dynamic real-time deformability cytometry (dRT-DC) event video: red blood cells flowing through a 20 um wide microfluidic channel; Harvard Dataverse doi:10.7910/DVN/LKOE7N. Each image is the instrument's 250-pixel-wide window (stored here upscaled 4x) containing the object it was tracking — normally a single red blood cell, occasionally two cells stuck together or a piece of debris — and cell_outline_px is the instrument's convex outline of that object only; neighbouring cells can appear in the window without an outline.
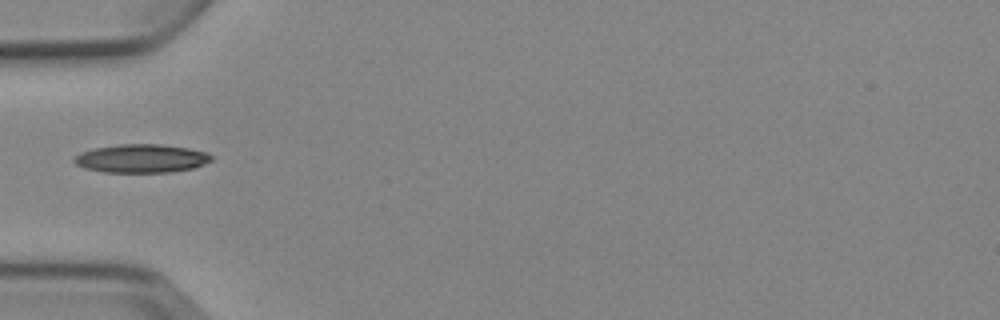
{"species": "Egyptian fruit bat (a non-hibernating species)", "species_latin": "Rousettus aegyptiacus", "temperature_condition": "cold", "stored_images_in_passage": 5, "camera_frame_rate_fps": 3000, "um_per_image_px": 0.085, "animal": {"sex": "female"}, "frame": {"image": 1, "passage_image": 5, "time_ms": 4.667, "image_size_px": [1000, 320], "cell_outline_px": [[212, 160], [204, 164], [192, 168], [168, 172], [104, 172], [84, 168], [76, 164], [72, 160], [80, 152], [92, 148], [120, 144], [160, 144], [188, 148], [208, 152], [212, 156]], "centroid_in_image_um": [12.0, 13.46], "position_along_channel_um": 73.0, "area_um2": 22.77}}